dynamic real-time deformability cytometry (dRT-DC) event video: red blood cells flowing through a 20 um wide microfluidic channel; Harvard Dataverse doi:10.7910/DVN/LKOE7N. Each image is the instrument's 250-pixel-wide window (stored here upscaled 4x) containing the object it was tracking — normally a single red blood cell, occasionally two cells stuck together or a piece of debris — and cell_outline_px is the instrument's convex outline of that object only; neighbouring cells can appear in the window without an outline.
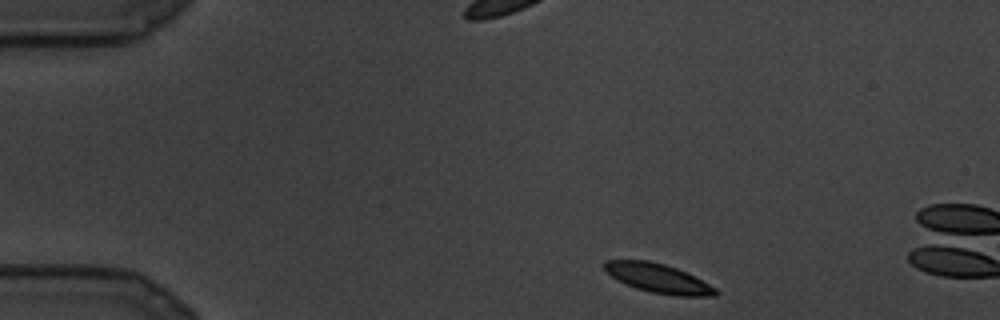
{"species": "common noctule bat (a hibernating species)", "species_latin": "Nyctalus noctula", "temperature_condition": "cold", "stored_images_in_passage": 5, "camera_frame_rate_fps": 3000, "um_per_image_px": 0.085, "animal": {"sex": "male", "body_mass_g": 19.5, "forearm_length_mm": 54.6}, "frame": {"image": 1, "passage_image": 1, "time_ms": 0.0, "image_size_px": [1000, 320], "cell_outline_px": [[720, 292], [716, 296], [676, 296], [652, 292], [636, 288], [612, 276], [604, 268], [604, 260], [648, 260], [664, 264], [676, 268], [716, 288]], "centroid_in_image_um": [55.96, 23.65], "position_along_channel_um": 29.0, "area_um2": 18.44}}